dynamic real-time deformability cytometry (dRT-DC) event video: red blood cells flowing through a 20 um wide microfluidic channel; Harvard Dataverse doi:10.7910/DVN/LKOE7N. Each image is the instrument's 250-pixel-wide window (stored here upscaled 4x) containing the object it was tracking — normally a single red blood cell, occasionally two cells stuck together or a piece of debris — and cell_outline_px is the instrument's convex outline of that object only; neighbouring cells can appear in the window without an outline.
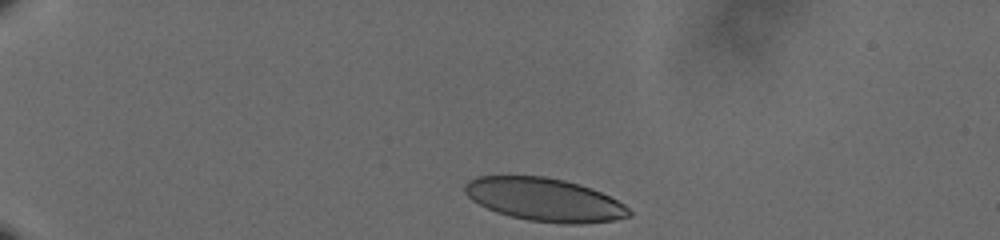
{"species": "human", "species_latin": "Homo sapiens", "temperature_condition": "cold", "stored_images_in_passage": 40, "camera_frame_rate_fps": 3000, "um_per_image_px": 0.085, "donor": {"sex": "male"}, "frame": {"image": 1, "passage_image": 1, "time_ms": 0.0, "image_size_px": [1000, 240], "cell_outline_px": [[632, 216], [616, 220], [584, 224], [560, 224], [528, 220], [496, 212], [472, 200], [464, 192], [464, 184], [468, 180], [476, 176], [544, 176], [564, 180], [580, 184], [600, 192], [624, 204], [632, 212]], "centroid_in_image_um": [46.3, 16.97], "position_along_channel_um": 38.7, "area_um2": 41.38}}
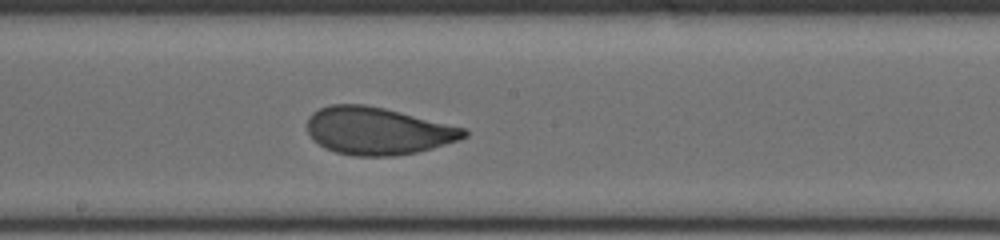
{"frame": {"image": 2, "passage_image": 22, "time_ms": 7.0, "image_size_px": [1000, 240], "cell_outline_px": [[468, 136], [460, 140], [432, 148], [416, 152], [392, 156], [352, 156], [336, 152], [324, 148], [312, 140], [308, 132], [308, 116], [312, 112], [320, 108], [332, 104], [364, 104], [384, 108], [464, 128], [468, 132]], "centroid_in_image_um": [32.07, 11.13], "position_along_channel_um": 216.1, "area_um2": 43.29}}
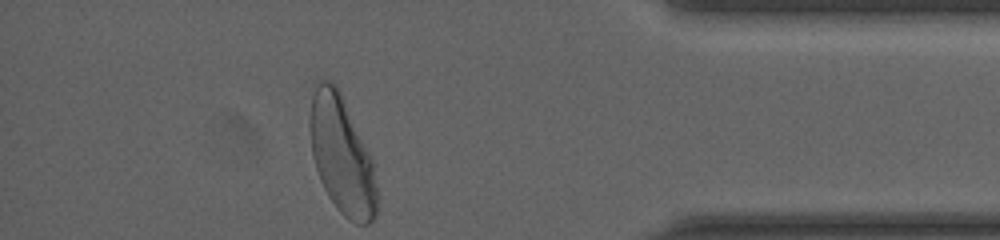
{"frame": {"image": 3, "passage_image": 40, "time_ms": 13.0, "image_size_px": [1000, 240], "cell_outline_px": [[376, 216], [368, 224], [356, 224], [348, 220], [336, 208], [328, 196], [320, 180], [312, 156], [308, 124], [308, 120], [312, 96], [316, 84], [320, 76], [336, 84], [340, 92], [372, 160], [376, 184]], "centroid_in_image_um": [29.01, 13.18], "position_along_channel_um": 406.2, "area_um2": 45.89}, "authors_computed_cell_mechanics": {"area_um2": 43.0032, "velocity_mm_per_s": 3.6053, "shape_relaxation_time_tau1_ms": 3.7071, "shape_relaxation_time_tau2_ms": null, "deformation_change_tau1": 0.1452, "deformation_change_tau2": null}}